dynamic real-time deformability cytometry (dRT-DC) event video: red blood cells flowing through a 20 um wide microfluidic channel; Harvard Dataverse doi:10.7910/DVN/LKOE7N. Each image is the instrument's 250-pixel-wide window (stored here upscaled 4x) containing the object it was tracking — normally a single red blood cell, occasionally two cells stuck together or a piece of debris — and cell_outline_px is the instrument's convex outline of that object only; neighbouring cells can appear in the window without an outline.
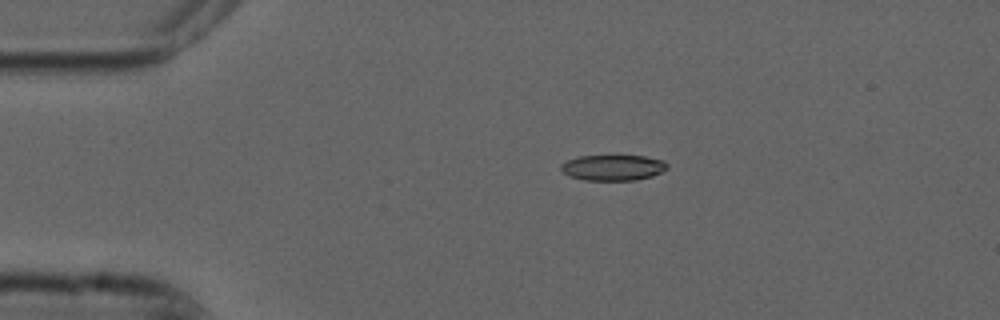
{"species": "common noctule bat (a hibernating species)", "species_latin": "Nyctalus noctula", "temperature_condition": "cold", "stored_images_in_passage": 44, "camera_frame_rate_fps": 3000, "um_per_image_px": 0.085, "animal": {"sex": "male", "forearm_length_mm": 52.5}, "frame": {"image": 1, "passage_image": 1, "time_ms": 0.0, "image_size_px": [1000, 320], "cell_outline_px": [[668, 168], [652, 176], [636, 180], [584, 180], [572, 176], [564, 172], [560, 168], [560, 164], [568, 160], [580, 156], [644, 156], [664, 160], [668, 164]], "centroid_in_image_um": [52.13, 14.24], "position_along_channel_um": 32.9, "area_um2": 15.78}}
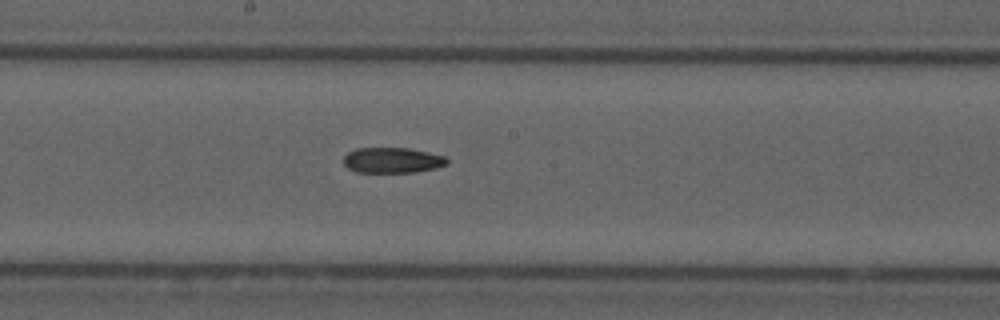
{"frame": {"image": 2, "passage_image": 19, "time_ms": 6.0, "image_size_px": [1000, 320], "cell_outline_px": [[448, 164], [436, 168], [416, 172], [356, 172], [348, 168], [344, 164], [344, 156], [348, 152], [356, 148], [408, 148], [428, 152], [444, 156], [448, 160]], "centroid_in_image_um": [33.35, 13.62], "position_along_channel_um": 214.9, "area_um2": 15.37}}
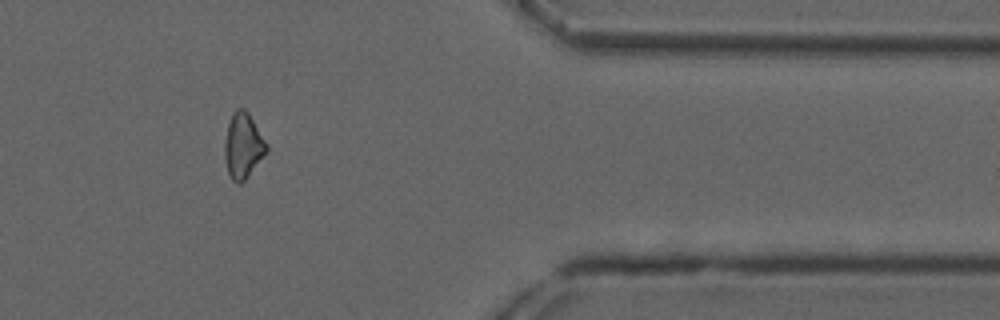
{"frame": {"image": 3, "passage_image": 35, "time_ms": 11.333, "image_size_px": [1000, 320], "cell_outline_px": [[268, 152], [244, 180], [240, 184], [236, 184], [232, 180], [228, 172], [224, 156], [224, 144], [228, 124], [232, 112], [236, 108], [244, 108], [248, 112], [268, 144]], "centroid_in_image_um": [20.67, 12.38], "position_along_channel_um": 390.7, "area_um2": 16.07}}